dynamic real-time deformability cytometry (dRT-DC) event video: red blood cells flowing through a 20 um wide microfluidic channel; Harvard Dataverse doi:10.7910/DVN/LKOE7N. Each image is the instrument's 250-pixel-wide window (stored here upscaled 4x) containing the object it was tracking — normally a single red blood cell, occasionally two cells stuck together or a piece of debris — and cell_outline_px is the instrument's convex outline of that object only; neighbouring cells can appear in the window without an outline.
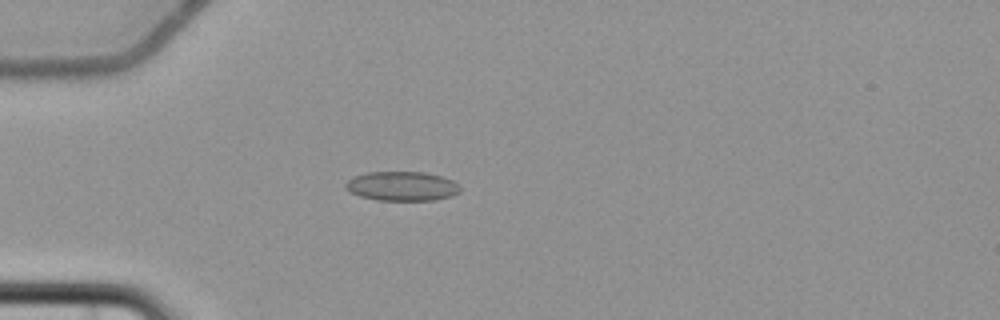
{"species": "common noctule bat (a hibernating species)", "species_latin": "Nyctalus noctula", "temperature_condition": "cold", "stored_images_in_passage": 3, "camera_frame_rate_fps": 3000, "um_per_image_px": 0.085, "animal": {"sex": "female", "body_mass_g": 22.7, "forearm_length_mm": 54.2}, "frame": {"image": 1, "passage_image": 3, "time_ms": 5.333, "image_size_px": [1000, 320], "cell_outline_px": [[460, 192], [452, 196], [436, 200], [376, 200], [360, 196], [344, 188], [344, 184], [348, 180], [356, 176], [368, 172], [424, 172], [440, 176], [452, 180], [460, 184]], "centroid_in_image_um": [34.19, 15.83], "position_along_channel_um": 50.8, "area_um2": 19.59}}